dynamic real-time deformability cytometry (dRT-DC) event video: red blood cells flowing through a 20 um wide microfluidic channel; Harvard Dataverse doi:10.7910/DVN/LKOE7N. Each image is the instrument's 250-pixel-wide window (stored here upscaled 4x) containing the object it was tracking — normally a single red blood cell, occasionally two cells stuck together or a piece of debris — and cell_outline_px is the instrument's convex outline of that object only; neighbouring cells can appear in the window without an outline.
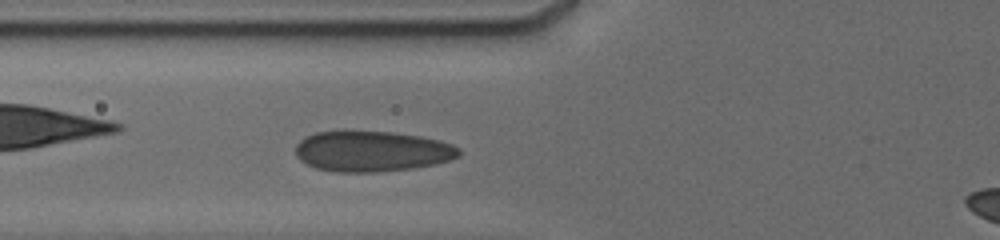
{"species": "human", "species_latin": "Homo sapiens", "temperature_condition": "cold", "stored_images_in_passage": 33, "segment_of_instrument_passage": [1, 2], "camera_frame_rate_fps": 3000, "um_per_image_px": 0.085, "donor": {"sex": "male"}, "frame": {"image": 1, "passage_image": 7, "time_ms": 1.333, "image_size_px": [1000, 240], "cell_outline_px": [[460, 156], [452, 160], [436, 164], [412, 168], [376, 172], [336, 172], [316, 168], [300, 160], [296, 156], [296, 144], [300, 140], [316, 132], [388, 132], [420, 136], [440, 140], [452, 144], [460, 148]], "centroid_in_image_um": [31.66, 12.87], "position_along_channel_um": 94.1, "area_um2": 38.49}}
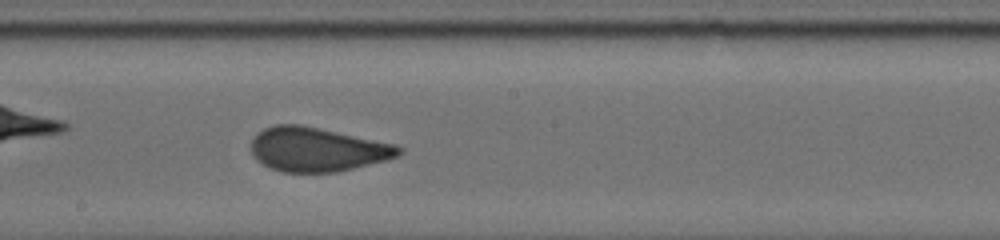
{"frame": {"image": 2, "passage_image": 19, "time_ms": 4.667, "image_size_px": [1000, 240], "cell_outline_px": [[404, 152], [388, 160], [336, 172], [280, 172], [256, 160], [252, 156], [252, 140], [256, 132], [264, 128], [276, 124], [300, 124], [396, 144], [404, 148]], "centroid_in_image_um": [26.97, 12.7], "position_along_channel_um": 221.2, "area_um2": 38.09}}
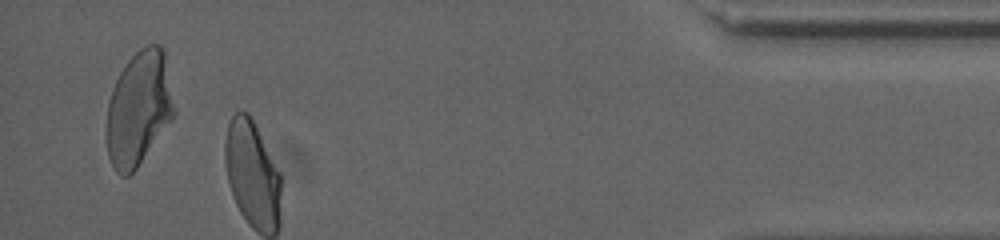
{"frame": {"image": 3, "passage_image": 31, "time_ms": 11.0, "image_size_px": [1000, 240], "cell_outline_px": [[176, 116], [136, 168], [128, 176], [120, 176], [116, 172], [108, 156], [108, 100], [112, 88], [120, 72], [128, 60], [140, 48], [148, 44], [160, 44], [164, 48], [176, 112]], "centroid_in_image_um": [11.84, 9.2], "position_along_channel_um": 423.4, "area_um2": 45.08}}